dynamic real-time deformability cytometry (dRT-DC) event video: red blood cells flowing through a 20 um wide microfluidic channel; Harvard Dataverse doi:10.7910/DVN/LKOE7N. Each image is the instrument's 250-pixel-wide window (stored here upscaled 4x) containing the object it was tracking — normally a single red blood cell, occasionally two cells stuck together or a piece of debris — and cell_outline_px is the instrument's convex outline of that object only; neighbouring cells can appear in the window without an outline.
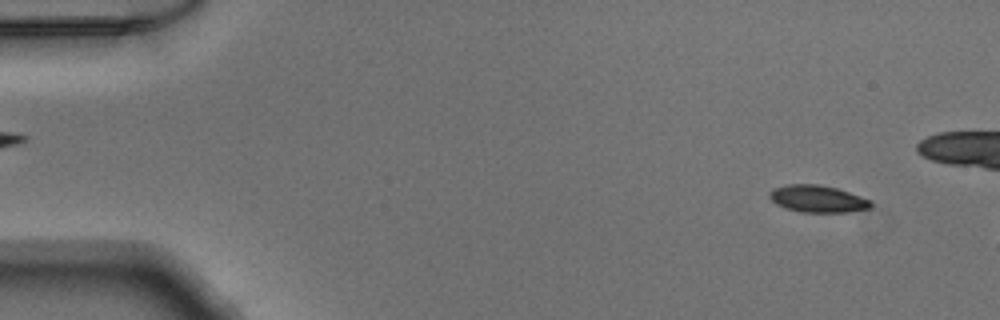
{"species": "Egyptian fruit bat (a non-hibernating species)", "species_latin": "Rousettus aegyptiacus", "temperature_condition": "warm", "stored_images_in_passage": 10, "camera_frame_rate_fps": 3000, "um_per_image_px": 0.085, "animal": {"sex": "male"}, "frame": {"image": 1, "passage_image": 4, "time_ms": 1.0, "image_size_px": [1000, 320], "cell_outline_px": [[872, 208], [848, 212], [800, 212], [784, 208], [776, 204], [768, 196], [768, 192], [772, 188], [788, 184], [820, 184], [836, 188], [872, 200]], "centroid_in_image_um": [69.48, 16.9], "position_along_channel_um": 15.5, "area_um2": 16.18}}